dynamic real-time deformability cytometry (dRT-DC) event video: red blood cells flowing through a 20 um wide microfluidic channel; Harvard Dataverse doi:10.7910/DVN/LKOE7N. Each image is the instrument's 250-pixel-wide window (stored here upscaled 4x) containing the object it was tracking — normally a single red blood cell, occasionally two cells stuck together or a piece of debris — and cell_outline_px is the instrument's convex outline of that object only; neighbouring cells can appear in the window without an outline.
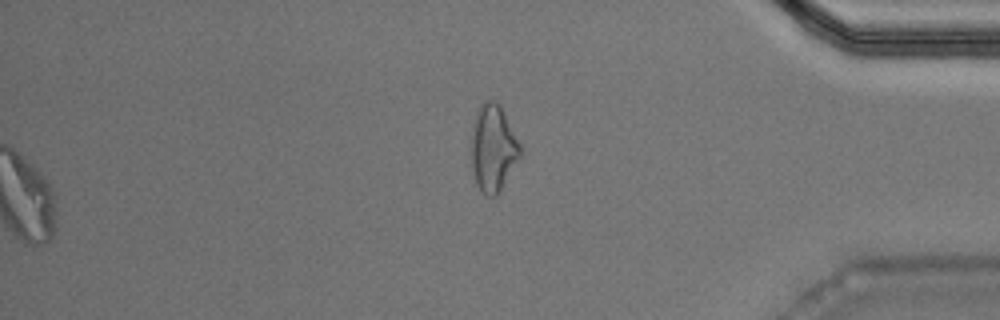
{"species": "Egyptian fruit bat (a non-hibernating species)", "species_latin": "Rousettus aegyptiacus", "temperature_condition": "warm", "stored_images_in_passage": 33, "segment_of_instrument_passage": [2, 2], "camera_frame_rate_fps": 3000, "um_per_image_px": 0.085, "animal": {"sex": "male"}, "frame": {"image": 1, "passage_image": 33, "time_ms": 10.667, "image_size_px": [1000, 320], "cell_outline_px": [[524, 152], [496, 196], [488, 196], [480, 192], [476, 184], [472, 172], [468, 156], [472, 124], [476, 112], [480, 104], [484, 100], [496, 100], [500, 104]], "centroid_in_image_um": [41.87, 12.59], "position_along_channel_um": 393.3, "area_um2": 25.72}}